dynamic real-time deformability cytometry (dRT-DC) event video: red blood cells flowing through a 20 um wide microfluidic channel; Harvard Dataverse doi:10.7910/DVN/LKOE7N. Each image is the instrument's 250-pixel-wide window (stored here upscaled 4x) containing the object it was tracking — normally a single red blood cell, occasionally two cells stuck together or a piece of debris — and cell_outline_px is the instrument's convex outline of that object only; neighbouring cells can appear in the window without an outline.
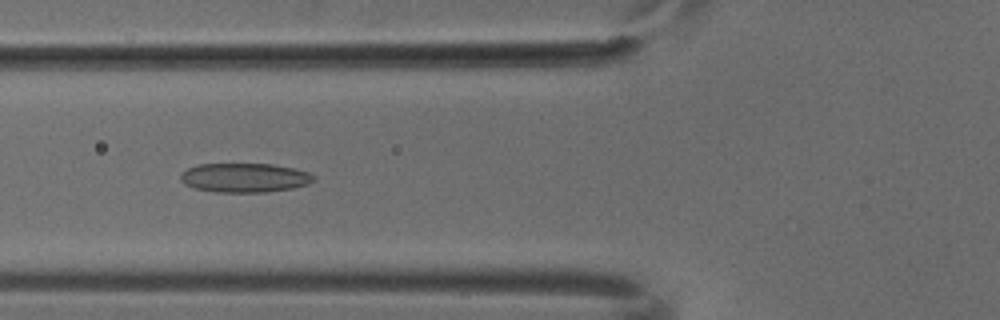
{"species": "common noctule bat (a hibernating species)", "species_latin": "Nyctalus noctula", "temperature_condition": "cold", "stored_images_in_passage": 8, "camera_frame_rate_fps": 3000, "um_per_image_px": 0.085, "animal": {"sex": "male", "body_mass_g": 18.8}, "frame": {"image": 1, "passage_image": 6, "time_ms": 1.667, "image_size_px": [1000, 320], "cell_outline_px": [[316, 180], [308, 184], [292, 188], [264, 192], [216, 192], [196, 188], [184, 184], [180, 180], [180, 176], [188, 168], [196, 164], [272, 164], [292, 168], [308, 172], [316, 176]], "centroid_in_image_um": [20.8, 15.1], "position_along_channel_um": 105.0, "area_um2": 22.6}}
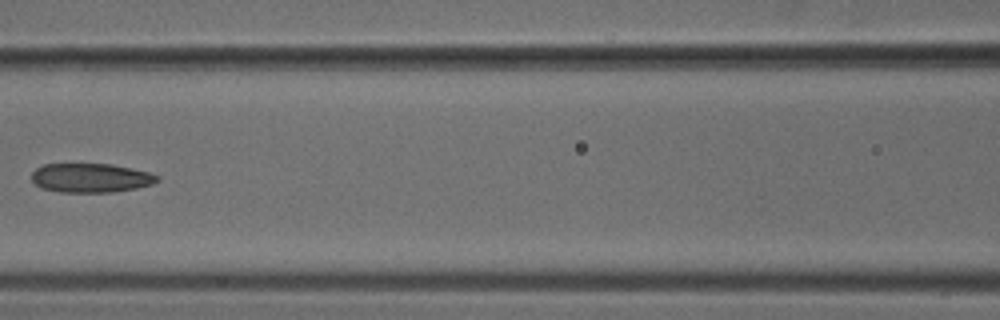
{"frame": {"image": 2, "passage_image": 7, "time_ms": 2.0, "image_size_px": [1000, 320], "cell_outline_px": [[160, 180], [152, 184], [136, 188], [112, 192], [60, 192], [40, 188], [32, 180], [32, 172], [36, 168], [44, 164], [112, 164], [132, 168], [148, 172], [160, 176]], "centroid_in_image_um": [7.72, 15.12], "position_along_channel_um": 158.9, "area_um2": 21.39}}
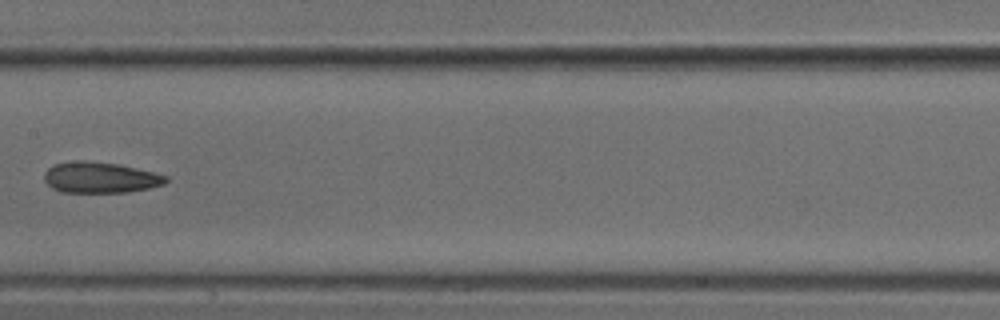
{"frame": {"image": 3, "passage_image": 8, "time_ms": 2.333, "image_size_px": [1000, 320], "cell_outline_px": [[168, 180], [164, 184], [148, 188], [128, 192], [60, 192], [52, 188], [44, 180], [44, 172], [52, 164], [80, 160], [84, 160], [116, 164], [136, 168], [168, 176]], "centroid_in_image_um": [8.48, 15.09], "position_along_channel_um": 198.9, "area_um2": 21.85}}